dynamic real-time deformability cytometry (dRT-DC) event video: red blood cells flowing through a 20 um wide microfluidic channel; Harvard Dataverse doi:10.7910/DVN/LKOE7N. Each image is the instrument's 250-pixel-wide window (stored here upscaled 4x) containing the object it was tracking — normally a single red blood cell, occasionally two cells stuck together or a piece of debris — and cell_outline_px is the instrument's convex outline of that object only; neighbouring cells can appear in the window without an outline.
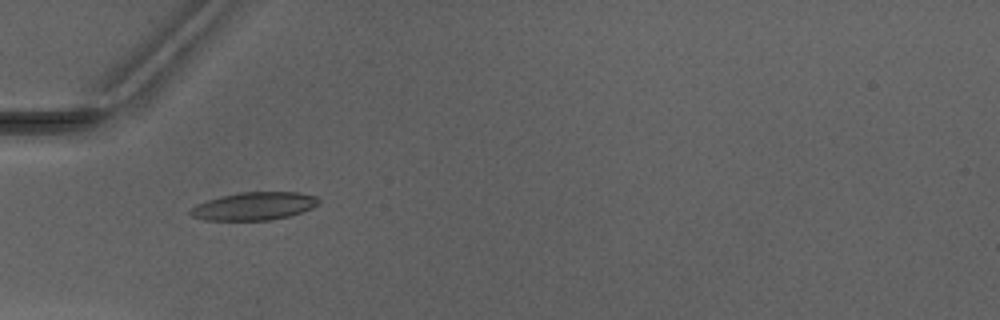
{"species": "Egyptian fruit bat (a non-hibernating species)", "species_latin": "Rousettus aegyptiacus", "temperature_condition": "warm", "stored_images_in_passage": 4, "camera_frame_rate_fps": 3000, "um_per_image_px": 0.085, "animal": {"sex": "male"}, "frame": {"image": 1, "passage_image": 2, "time_ms": 1.0, "image_size_px": [1000, 320], "cell_outline_px": [[320, 204], [312, 208], [288, 216], [268, 220], [204, 220], [192, 216], [188, 212], [196, 204], [220, 196], [240, 192], [300, 192], [316, 196], [320, 200]], "centroid_in_image_um": [21.61, 17.51], "position_along_channel_um": 63.4, "area_um2": 20.87}}
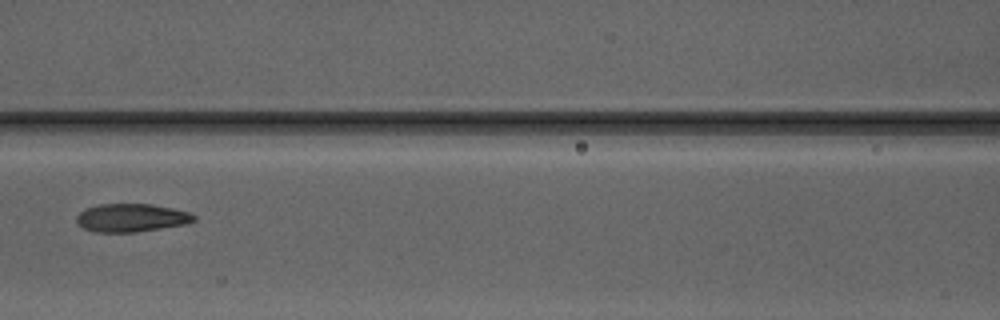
{"frame": {"image": 2, "passage_image": 4, "time_ms": 3.333, "image_size_px": [1000, 320], "cell_outline_px": [[196, 220], [184, 224], [136, 232], [96, 232], [84, 228], [76, 220], [76, 216], [84, 208], [100, 204], [152, 204], [172, 208], [188, 212], [196, 216]], "centroid_in_image_um": [11.15, 18.5], "position_along_channel_um": 155.4, "area_um2": 19.13}}